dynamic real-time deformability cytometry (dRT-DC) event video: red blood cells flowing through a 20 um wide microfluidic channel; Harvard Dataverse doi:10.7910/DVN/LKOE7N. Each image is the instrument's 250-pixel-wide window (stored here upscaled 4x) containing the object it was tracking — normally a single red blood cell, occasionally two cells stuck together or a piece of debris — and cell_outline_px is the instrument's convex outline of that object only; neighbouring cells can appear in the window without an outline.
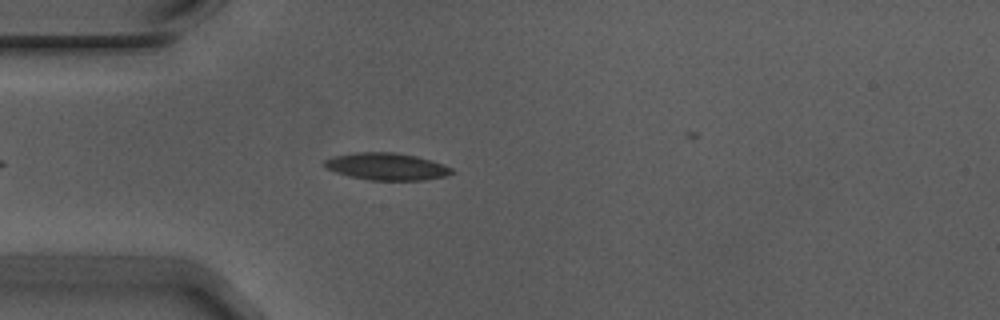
{"species": "Egyptian fruit bat (a non-hibernating species)", "species_latin": "Rousettus aegyptiacus", "temperature_condition": "warm", "stored_images_in_passage": 40, "camera_frame_rate_fps": 3000, "um_per_image_px": 0.085, "animal": {"sex": "male"}, "frame": {"image": 1, "passage_image": 7, "time_ms": 2.0, "image_size_px": [1000, 320], "cell_outline_px": [[456, 172], [444, 176], [424, 180], [368, 180], [348, 176], [336, 172], [328, 168], [324, 164], [324, 160], [332, 156], [356, 152], [392, 152], [416, 156], [432, 160], [452, 168]], "centroid_in_image_um": [32.87, 14.15], "position_along_channel_um": 52.1, "area_um2": 20.11}}
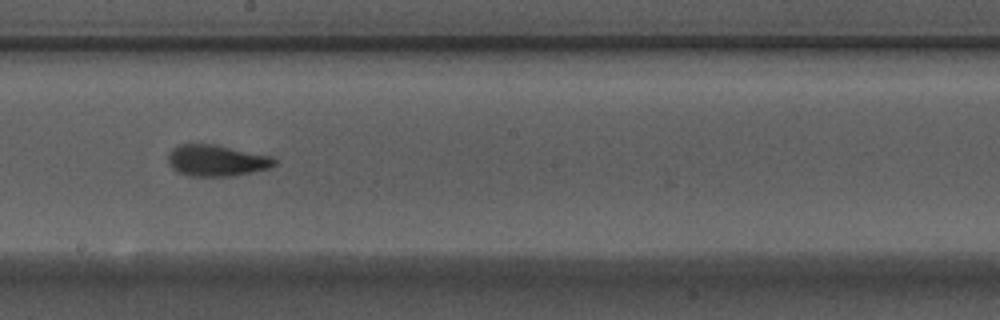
{"frame": {"image": 2, "passage_image": 22, "time_ms": 7.0, "image_size_px": [1000, 320], "cell_outline_px": [[276, 164], [268, 168], [252, 172], [232, 176], [188, 176], [172, 168], [168, 160], [168, 156], [172, 148], [180, 144], [212, 144], [272, 156], [276, 160]], "centroid_in_image_um": [18.4, 13.64], "position_along_channel_um": 229.8, "area_um2": 19.25}}
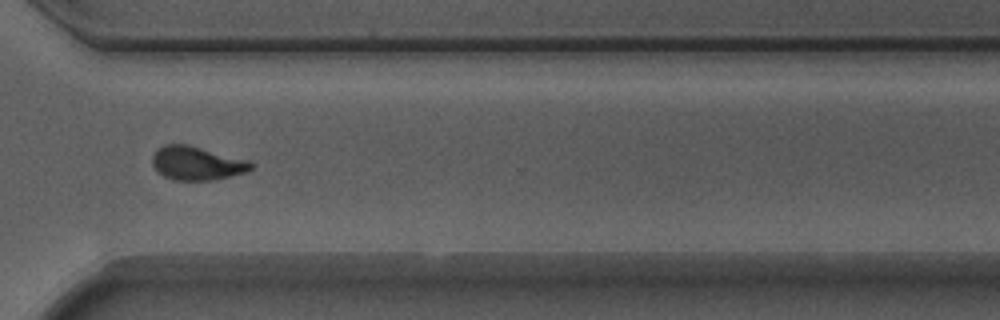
{"frame": {"image": 3, "passage_image": 32, "time_ms": 10.333, "image_size_px": [1000, 320], "cell_outline_px": [[252, 168], [248, 172], [212, 180], [172, 180], [156, 172], [152, 164], [152, 156], [156, 148], [164, 144], [188, 144], [248, 160], [252, 164]], "centroid_in_image_um": [16.68, 13.87], "position_along_channel_um": 353.9, "area_um2": 19.54}, "authors_computed_cell_mechanics": {"area_um2": 19.3919, "velocity_mm_per_s": 3.7169, "shape_relaxation_time_tau1_ms": 4.9937, "shape_relaxation_time_tau2_ms": 1.691, "deformation_change_tau1": 0.1652, "deformation_change_tau2": 0.0832}}